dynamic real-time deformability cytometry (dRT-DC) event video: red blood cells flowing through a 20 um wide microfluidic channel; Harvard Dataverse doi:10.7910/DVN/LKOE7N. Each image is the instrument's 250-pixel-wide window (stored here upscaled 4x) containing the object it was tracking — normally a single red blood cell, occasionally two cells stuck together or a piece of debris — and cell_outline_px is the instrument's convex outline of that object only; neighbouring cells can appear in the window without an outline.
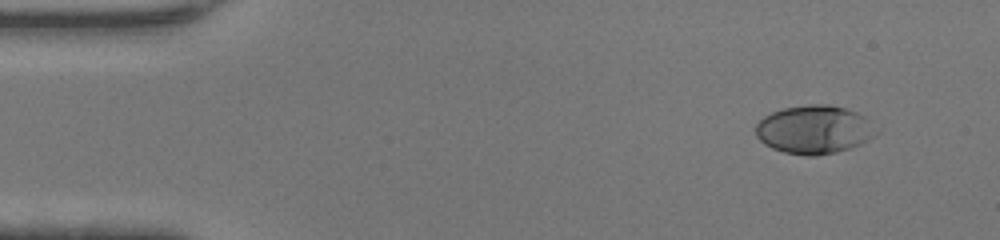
{"species": "human", "species_latin": "Homo sapiens", "temperature_condition": "warm", "stored_images_in_passage": 5, "camera_frame_rate_fps": 3000, "um_per_image_px": 0.085, "donor": {"sex": "female"}, "frame": {"image": 1, "passage_image": 1, "time_ms": 0.0, "image_size_px": [1000, 240], "cell_outline_px": [[880, 132], [868, 140], [860, 144], [836, 152], [816, 156], [804, 156], [784, 152], [772, 148], [764, 144], [756, 136], [756, 124], [764, 116], [772, 112], [784, 108], [808, 104], [828, 104], [844, 108], [856, 112], [864, 116], [880, 128]], "centroid_in_image_um": [69.24, 11.01], "position_along_channel_um": 15.8, "area_um2": 34.28}}